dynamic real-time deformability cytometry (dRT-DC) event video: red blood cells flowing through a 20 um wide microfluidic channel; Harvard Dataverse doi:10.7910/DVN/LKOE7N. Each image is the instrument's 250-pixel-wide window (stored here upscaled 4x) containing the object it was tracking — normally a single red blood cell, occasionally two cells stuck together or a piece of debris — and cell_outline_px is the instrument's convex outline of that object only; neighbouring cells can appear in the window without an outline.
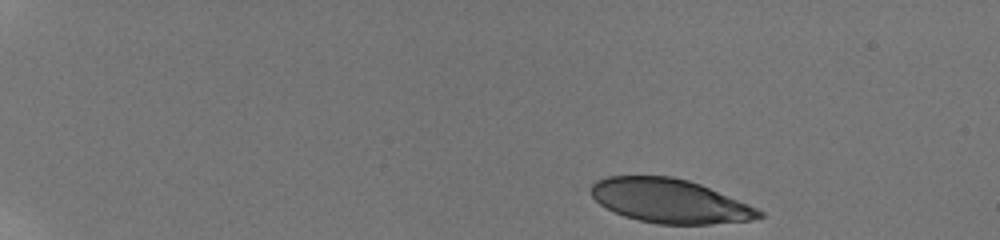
{"species": "human", "species_latin": "Homo sapiens", "temperature_condition": "room temperature", "stored_images_in_passage": 8, "camera_frame_rate_fps": 3000, "um_per_image_px": 0.085, "donor": {"sex": "male"}, "frame": {"image": 1, "passage_image": 1, "time_ms": 0.0, "image_size_px": [1000, 240], "cell_outline_px": [[764, 216], [752, 220], [708, 224], [660, 224], [640, 220], [624, 216], [600, 204], [584, 188], [596, 180], [608, 176], [672, 176], [688, 180], [700, 184], [748, 204], [764, 212]], "centroid_in_image_um": [56.88, 17.07], "position_along_channel_um": 28.1, "area_um2": 43.06}}
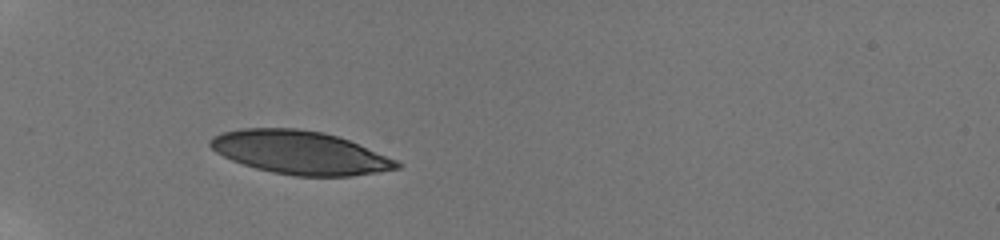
{"frame": {"image": 2, "passage_image": 6, "time_ms": 1.667, "image_size_px": [1000, 240], "cell_outline_px": [[404, 164], [400, 168], [352, 176], [296, 176], [272, 172], [256, 168], [232, 160], [216, 152], [208, 144], [208, 140], [212, 136], [220, 132], [240, 128], [296, 128], [324, 132], [348, 140], [396, 160]], "centroid_in_image_um": [25.46, 12.96], "position_along_channel_um": 59.5, "area_um2": 46.93}}